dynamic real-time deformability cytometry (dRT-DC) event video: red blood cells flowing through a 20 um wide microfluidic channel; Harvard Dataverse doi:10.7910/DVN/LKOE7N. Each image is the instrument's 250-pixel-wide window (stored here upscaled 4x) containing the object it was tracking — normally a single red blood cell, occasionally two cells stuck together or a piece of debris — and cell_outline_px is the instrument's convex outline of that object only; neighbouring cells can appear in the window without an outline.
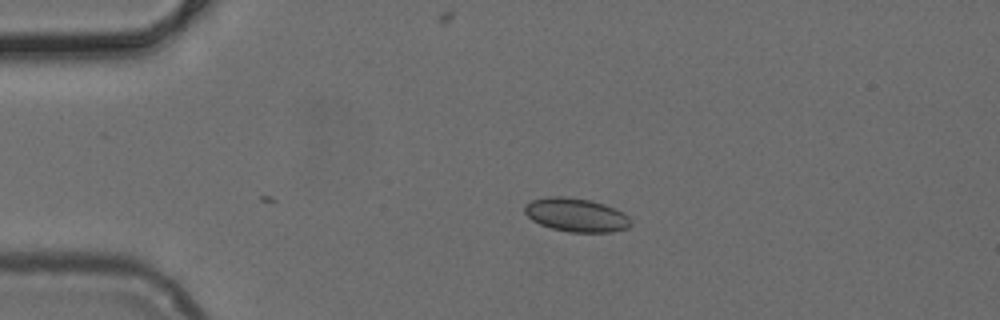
{"species": "common noctule bat (a hibernating species)", "species_latin": "Nyctalus noctula", "temperature_condition": "cold", "stored_images_in_passage": 4, "camera_frame_rate_fps": 3000, "um_per_image_px": 0.085, "animal": {"sex": "female", "body_mass_g": 24.6, "forearm_length_mm": 56.2}, "frame": {"image": 1, "passage_image": 4, "time_ms": 1.0, "image_size_px": [1000, 320], "cell_outline_px": [[632, 224], [628, 228], [612, 232], [568, 232], [552, 228], [540, 224], [532, 220], [524, 212], [524, 208], [532, 200], [548, 196], [564, 196], [588, 200], [604, 204], [628, 216], [632, 220]], "centroid_in_image_um": [48.98, 18.28], "position_along_channel_um": 36.0, "area_um2": 20.63}}